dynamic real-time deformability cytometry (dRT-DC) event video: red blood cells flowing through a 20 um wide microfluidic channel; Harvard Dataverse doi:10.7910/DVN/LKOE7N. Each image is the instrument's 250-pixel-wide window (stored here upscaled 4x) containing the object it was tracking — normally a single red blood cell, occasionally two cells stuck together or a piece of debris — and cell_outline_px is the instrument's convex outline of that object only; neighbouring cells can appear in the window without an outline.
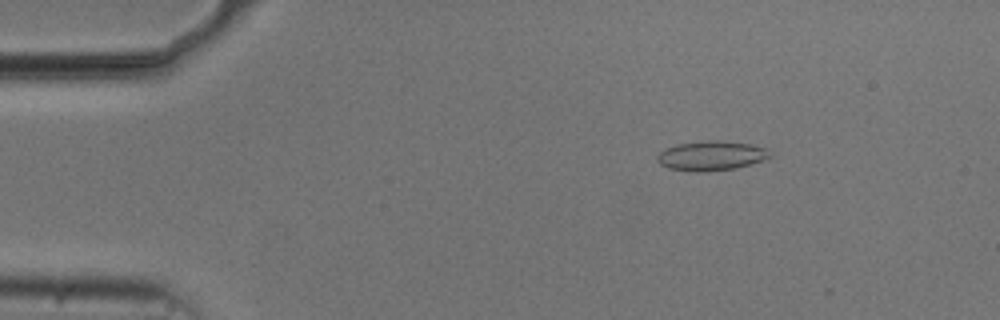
{"species": "common noctule bat (a hibernating species)", "species_latin": "Nyctalus noctula", "temperature_condition": "cold", "stored_images_in_passage": 53, "camera_frame_rate_fps": 3000, "um_per_image_px": 0.085, "animal": {"sex": "male", "body_mass_g": 20.5, "forearm_length_mm": 52.5}, "frame": {"image": 1, "passage_image": 8, "time_ms": 2.333, "image_size_px": [1000, 320], "cell_outline_px": [[772, 156], [736, 168], [708, 172], [696, 172], [668, 168], [660, 164], [656, 160], [656, 156], [664, 148], [676, 144], [712, 140], [720, 140], [752, 144], [768, 148], [772, 152]], "centroid_in_image_um": [60.44, 13.23], "position_along_channel_um": 24.6, "area_um2": 19.59}}
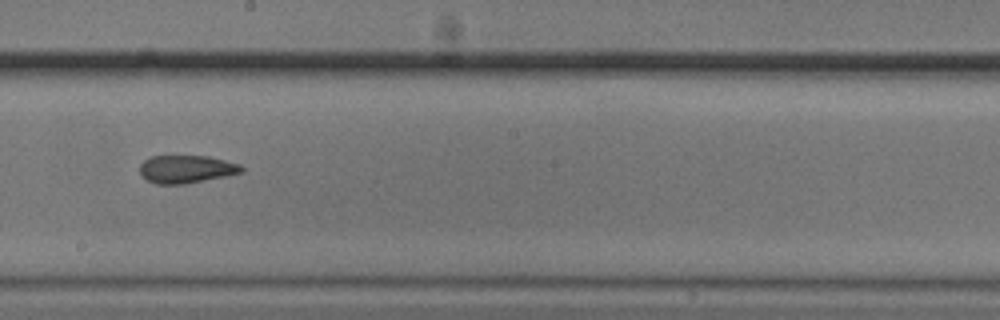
{"frame": {"image": 2, "passage_image": 30, "time_ms": 9.667, "image_size_px": [1000, 320], "cell_outline_px": [[244, 172], [228, 176], [184, 184], [156, 184], [140, 176], [140, 164], [144, 160], [152, 156], [208, 156], [240, 164], [244, 168]], "centroid_in_image_um": [15.85, 14.38], "position_along_channel_um": 232.4, "area_um2": 16.65}}
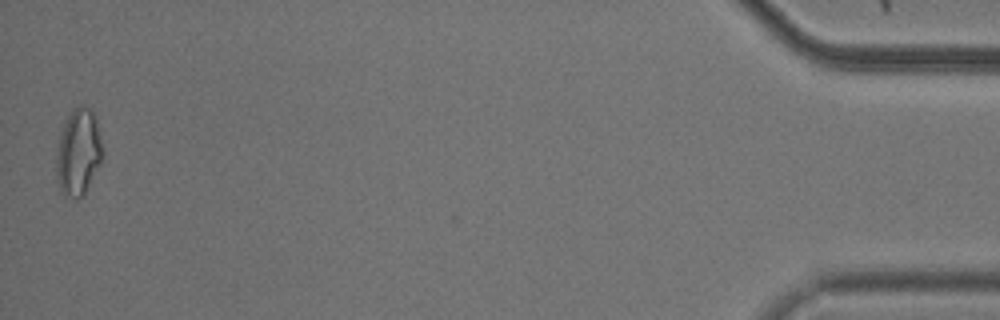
{"frame": {"image": 3, "passage_image": 53, "time_ms": 17.333, "image_size_px": [1000, 320], "cell_outline_px": [[104, 152], [100, 164], [84, 192], [76, 200], [64, 196], [60, 192], [56, 176], [56, 148], [64, 124], [72, 108], [80, 104], [84, 104], [92, 112], [96, 120]], "centroid_in_image_um": [6.64, 12.94], "position_along_channel_um": 428.6, "area_um2": 23.41}, "authors_computed_cell_mechanics": {"area_um2": 17.8602, "velocity_mm_per_s": 3.7592, "shape_relaxation_time_tau1_ms": 5.7505, "shape_relaxation_time_tau2_ms": 4.5507, "deformation_change_tau1": 0.1396, "deformation_change_tau2": 0.104}}